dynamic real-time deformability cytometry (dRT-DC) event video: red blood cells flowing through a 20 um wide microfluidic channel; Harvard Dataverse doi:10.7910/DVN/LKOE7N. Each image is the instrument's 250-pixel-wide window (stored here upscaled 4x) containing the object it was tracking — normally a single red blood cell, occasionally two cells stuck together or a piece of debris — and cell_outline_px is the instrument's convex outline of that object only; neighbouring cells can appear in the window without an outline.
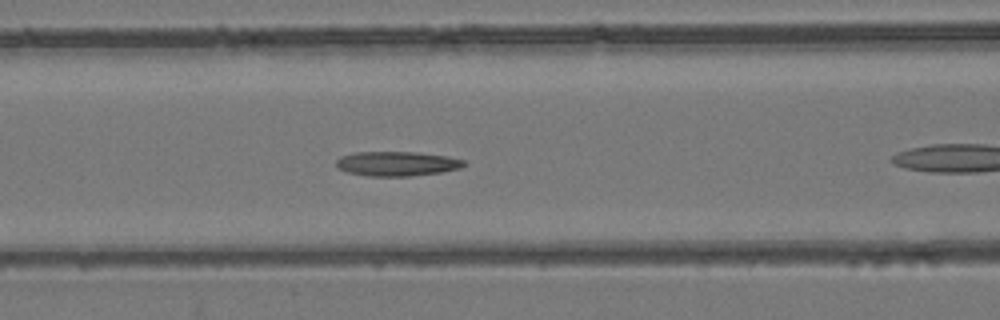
{"species": "common noctule bat (a hibernating species)", "species_latin": "Nyctalus noctula", "temperature_condition": "room temperature", "stored_images_in_passage": 34, "camera_frame_rate_fps": 3000, "um_per_image_px": 0.085, "animal": {"sex": "female", "body_mass_g": 24.6, "forearm_length_mm": 56.2}, "frame": {"image": 1, "passage_image": 8, "time_ms": 2.333, "image_size_px": [1000, 320], "cell_outline_px": [[468, 164], [460, 168], [440, 172], [408, 176], [368, 176], [348, 172], [336, 168], [336, 160], [340, 156], [356, 152], [416, 152], [448, 156], [464, 160]], "centroid_in_image_um": [33.73, 13.91], "position_along_channel_um": 132.9, "area_um2": 18.32}}
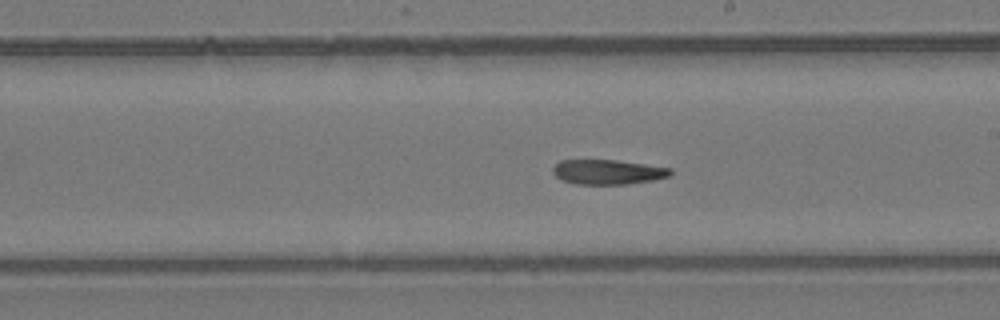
{"frame": {"image": 2, "passage_image": 16, "time_ms": 5.0, "image_size_px": [1000, 320], "cell_outline_px": [[672, 172], [668, 176], [652, 180], [624, 184], [576, 184], [560, 180], [552, 172], [552, 168], [560, 160], [616, 160], [672, 168]], "centroid_in_image_um": [51.62, 14.61], "position_along_channel_um": 237.4, "area_um2": 16.88}}
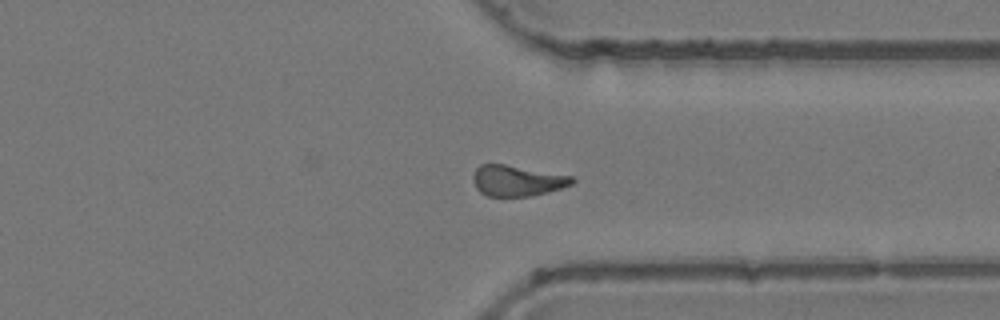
{"frame": {"image": 3, "passage_image": 26, "time_ms": 8.333, "image_size_px": [1000, 320], "cell_outline_px": [[576, 180], [572, 184], [548, 192], [532, 196], [488, 196], [480, 192], [476, 188], [472, 176], [476, 168], [480, 164], [504, 164], [576, 176]], "centroid_in_image_um": [43.98, 15.35], "position_along_channel_um": 367.4, "area_um2": 17.92}, "authors_computed_cell_mechanics": {"area_um2": 18.1492, "velocity_mm_per_s": 3.9157, "shape_relaxation_time_tau1_ms": null, "shape_relaxation_time_tau2_ms": 9.2383, "deformation_change_tau1": null, "deformation_change_tau2": 0.1726}}